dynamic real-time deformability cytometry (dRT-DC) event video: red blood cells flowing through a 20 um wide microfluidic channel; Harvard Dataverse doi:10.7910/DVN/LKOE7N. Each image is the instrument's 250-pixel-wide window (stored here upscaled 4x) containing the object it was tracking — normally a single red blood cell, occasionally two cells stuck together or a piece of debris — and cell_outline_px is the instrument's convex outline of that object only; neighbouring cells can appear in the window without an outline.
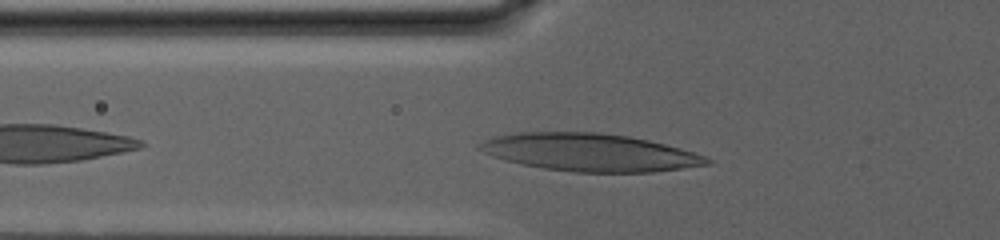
{"species": "human", "species_latin": "Homo sapiens", "temperature_condition": "warm", "stored_images_in_passage": 50, "camera_frame_rate_fps": 3000, "um_per_image_px": 0.085, "donor": {"sex": "male"}, "frame": {"image": 1, "passage_image": 8, "time_ms": 2.333, "image_size_px": [1000, 240], "cell_outline_px": [[712, 164], [652, 172], [576, 172], [544, 168], [504, 160], [492, 156], [476, 148], [476, 144], [492, 136], [516, 132], [600, 132], [628, 136], [648, 140], [680, 148], [704, 156], [712, 160]], "centroid_in_image_um": [50.09, 12.94], "position_along_channel_um": 75.7, "area_um2": 49.88}}
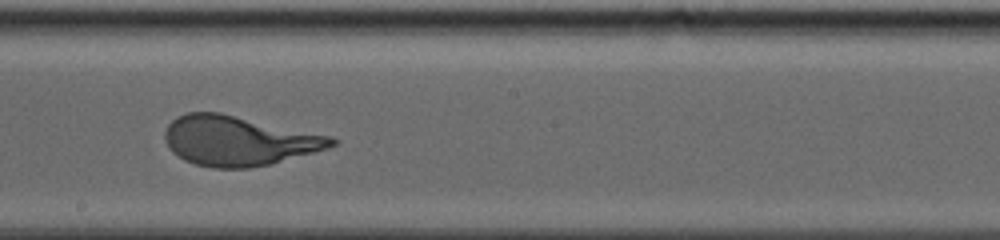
{"frame": {"image": 2, "passage_image": 27, "time_ms": 8.667, "image_size_px": [1000, 240], "cell_outline_px": [[340, 140], [336, 144], [328, 148], [272, 164], [248, 168], [212, 168], [196, 164], [184, 160], [172, 152], [168, 148], [164, 136], [164, 132], [168, 124], [176, 116], [188, 112], [220, 112], [332, 136]], "centroid_in_image_um": [20.27, 11.96], "position_along_channel_um": 227.9, "area_um2": 48.61}}
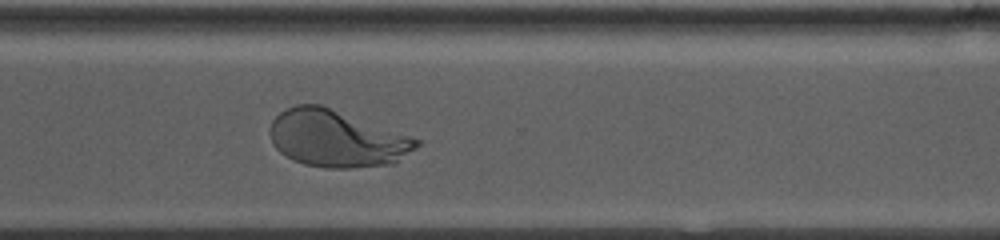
{"frame": {"image": 3, "passage_image": 41, "time_ms": 13.333, "image_size_px": [1000, 240], "cell_outline_px": [[420, 144], [416, 148], [392, 164], [352, 168], [324, 168], [304, 164], [292, 160], [280, 152], [276, 148], [268, 132], [272, 120], [280, 112], [296, 104], [320, 104], [420, 140]], "centroid_in_image_um": [28.56, 11.79], "position_along_channel_um": 342.0, "area_um2": 48.21}, "authors_computed_cell_mechanics": {"area_um2": 48.0318, "velocity_mm_per_s": 2.4469, "shape_relaxation_time_tau1_ms": 6.2408, "shape_relaxation_time_tau2_ms": null, "deformation_change_tau1": 0.2793, "deformation_change_tau2": null}}